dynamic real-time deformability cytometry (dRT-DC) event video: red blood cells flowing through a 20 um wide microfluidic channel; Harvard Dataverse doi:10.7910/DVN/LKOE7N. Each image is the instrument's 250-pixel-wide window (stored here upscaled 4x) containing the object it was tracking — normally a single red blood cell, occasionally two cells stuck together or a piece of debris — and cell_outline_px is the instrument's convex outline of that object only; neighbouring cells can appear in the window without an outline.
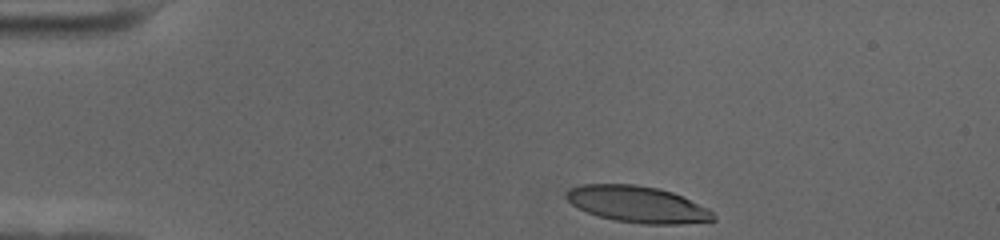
{"species": "human", "species_latin": "Homo sapiens", "temperature_condition": "cold", "stored_images_in_passage": 40, "camera_frame_rate_fps": 3000, "um_per_image_px": 0.085, "donor": {"sex": "female"}, "frame": {"image": 1, "passage_image": 1, "time_ms": 0.0, "image_size_px": [1000, 240], "cell_outline_px": [[716, 220], [680, 224], [644, 224], [616, 220], [600, 216], [588, 212], [572, 204], [564, 196], [564, 192], [568, 188], [580, 184], [636, 184], [660, 188], [672, 192], [708, 208], [716, 216]], "centroid_in_image_um": [54.17, 17.35], "position_along_channel_um": 30.8, "area_um2": 31.21}}
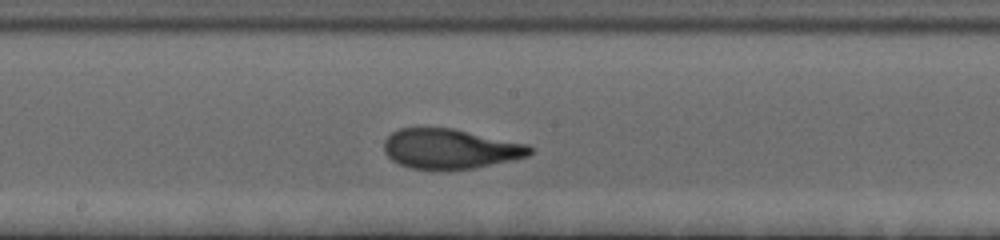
{"frame": {"image": 2, "passage_image": 22, "time_ms": 7.0, "image_size_px": [1000, 240], "cell_outline_px": [[532, 152], [528, 156], [472, 168], [448, 172], [408, 168], [392, 160], [384, 152], [384, 140], [392, 132], [400, 128], [452, 128], [528, 144], [532, 148]], "centroid_in_image_um": [38.22, 12.67], "position_along_channel_um": 210.0, "area_um2": 34.22}}
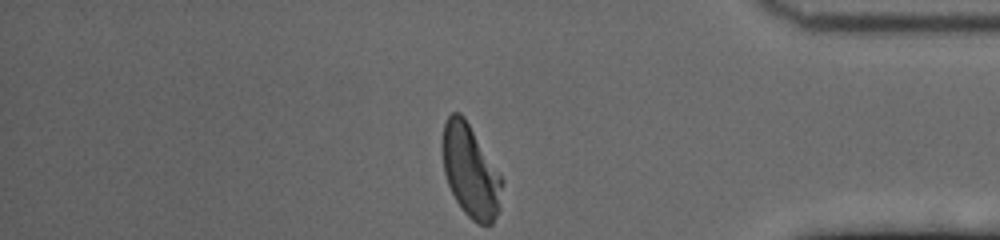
{"frame": {"image": 3, "passage_image": 40, "time_ms": 13.0, "image_size_px": [1000, 240], "cell_outline_px": [[504, 180], [500, 208], [492, 224], [480, 224], [472, 220], [464, 212], [456, 200], [448, 184], [444, 172], [444, 124], [448, 116], [452, 112], [460, 112], [464, 116]], "centroid_in_image_um": [40.03, 14.58], "position_along_channel_um": 395.2, "area_um2": 31.67}, "authors_computed_cell_mechanics": {"area_um2": 33.6685, "velocity_mm_per_s": 3.4749, "shape_relaxation_time_tau1_ms": 4.0831, "shape_relaxation_time_tau2_ms": 0.9658, "deformation_change_tau1": 0.2099, "deformation_change_tau2": 0.0724}}